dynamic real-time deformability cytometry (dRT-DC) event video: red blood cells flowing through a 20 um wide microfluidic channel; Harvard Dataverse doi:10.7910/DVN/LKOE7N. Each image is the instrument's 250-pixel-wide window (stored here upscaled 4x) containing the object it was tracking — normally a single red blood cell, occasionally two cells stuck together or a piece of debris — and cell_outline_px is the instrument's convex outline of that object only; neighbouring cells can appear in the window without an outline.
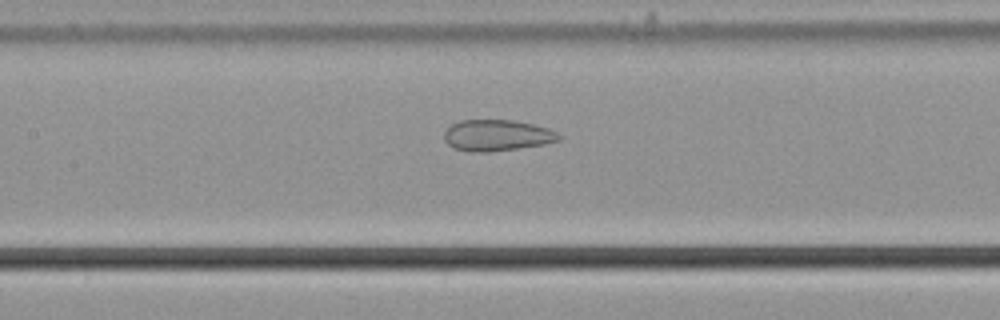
{"species": "common noctule bat (a hibernating species)", "species_latin": "Nyctalus noctula", "temperature_condition": "cold", "stored_images_in_passage": 48, "camera_frame_rate_fps": 3000, "um_per_image_px": 0.085, "animal": {"sex": "male", "body_mass_g": 21.5, "forearm_length_mm": 52.0}, "frame": {"image": 1, "passage_image": 18, "time_ms": 5.667, "image_size_px": [1000, 320], "cell_outline_px": [[564, 136], [560, 140], [544, 144], [488, 152], [468, 152], [452, 148], [444, 140], [444, 132], [452, 124], [460, 120], [516, 120], [548, 128]], "centroid_in_image_um": [42.23, 11.5], "position_along_channel_um": 165.2, "area_um2": 20.98}}
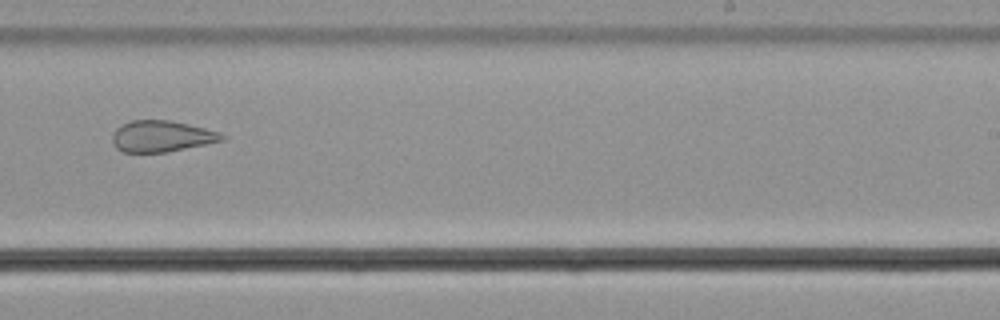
{"frame": {"image": 2, "passage_image": 27, "time_ms": 8.667, "image_size_px": [1000, 320], "cell_outline_px": [[228, 136], [224, 140], [168, 152], [124, 152], [116, 148], [112, 140], [112, 132], [120, 124], [132, 120], [168, 120], [188, 124], [220, 132]], "centroid_in_image_um": [13.72, 11.58], "position_along_channel_um": 275.3, "area_um2": 20.06}}
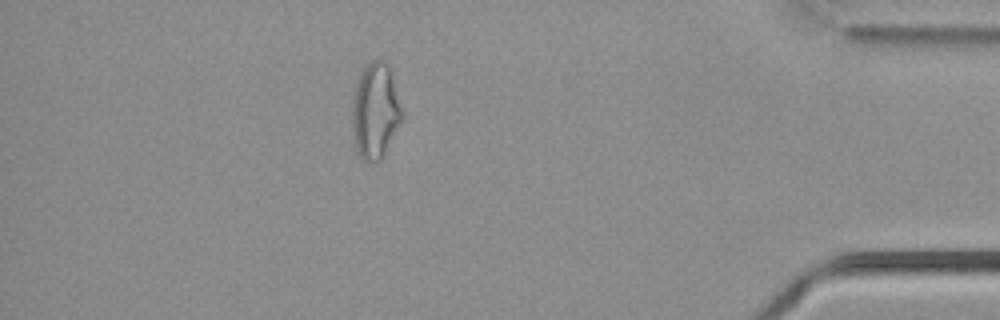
{"frame": {"image": 3, "passage_image": 41, "time_ms": 13.333, "image_size_px": [1000, 320], "cell_outline_px": [[404, 116], [380, 160], [364, 160], [360, 156], [356, 148], [352, 120], [352, 96], [360, 72], [372, 60], [380, 56], [392, 68]], "centroid_in_image_um": [31.92, 9.31], "position_along_channel_um": 403.3, "area_um2": 27.98}, "authors_computed_cell_mechanics": {"area_um2": 25.2297, "velocity_mm_per_s": 3.6965, "shape_relaxation_time_tau1_ms": null, "shape_relaxation_time_tau2_ms": 2.1108, "deformation_change_tau1": null, "deformation_change_tau2": 0.1129}}